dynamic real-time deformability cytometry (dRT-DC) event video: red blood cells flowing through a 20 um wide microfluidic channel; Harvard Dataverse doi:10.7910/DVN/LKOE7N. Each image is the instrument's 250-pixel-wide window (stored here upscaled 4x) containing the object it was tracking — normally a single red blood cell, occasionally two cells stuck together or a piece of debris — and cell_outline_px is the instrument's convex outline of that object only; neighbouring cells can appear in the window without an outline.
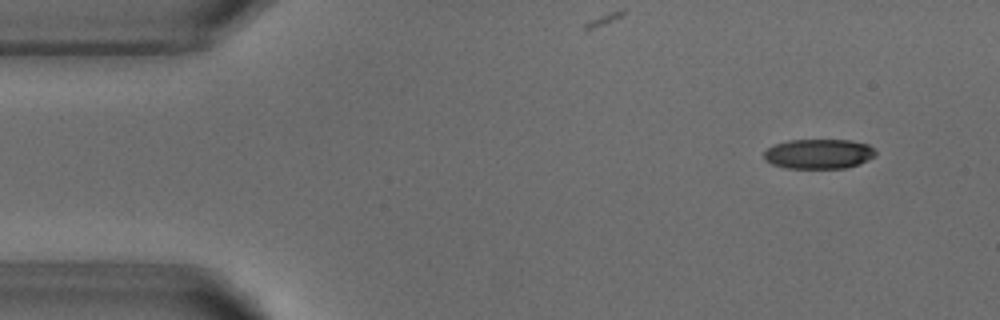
{"species": "common noctule bat (a hibernating species)", "species_latin": "Nyctalus noctula", "temperature_condition": "warm", "stored_images_in_passage": 9, "camera_frame_rate_fps": 3000, "um_per_image_px": 0.085, "animal": {"sex": "male", "body_mass_g": 18.8}, "frame": {"image": 1, "passage_image": 1, "time_ms": 0.0, "image_size_px": [1000, 320], "cell_outline_px": [[876, 156], [868, 160], [844, 168], [784, 168], [772, 164], [764, 160], [764, 152], [768, 148], [776, 144], [788, 140], [848, 140], [868, 144], [876, 152]], "centroid_in_image_um": [69.57, 13.08], "position_along_channel_um": 15.4, "area_um2": 19.31}}